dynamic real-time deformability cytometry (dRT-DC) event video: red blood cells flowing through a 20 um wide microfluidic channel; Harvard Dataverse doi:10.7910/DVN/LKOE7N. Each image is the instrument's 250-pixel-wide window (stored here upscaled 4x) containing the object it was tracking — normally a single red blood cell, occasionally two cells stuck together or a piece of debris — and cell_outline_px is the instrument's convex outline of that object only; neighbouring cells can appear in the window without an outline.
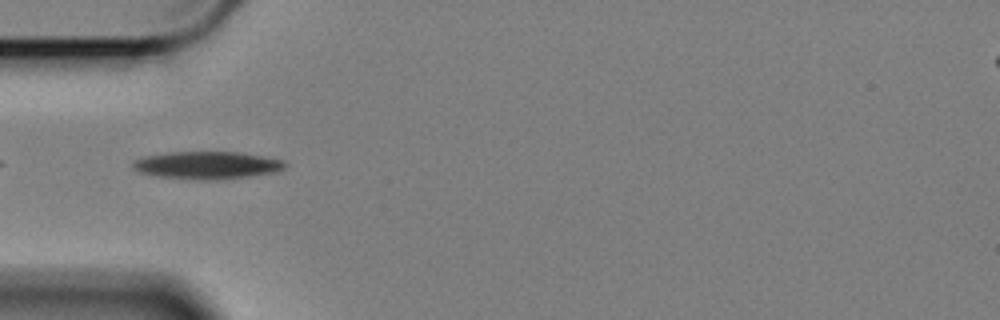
{"species": "Egyptian fruit bat (a non-hibernating species)", "species_latin": "Rousettus aegyptiacus", "temperature_condition": "cold", "stored_images_in_passage": 16, "camera_frame_rate_fps": 3000, "um_per_image_px": 0.085, "animal": {"sex": "female"}, "frame": {"image": 1, "passage_image": 1, "time_ms": 0.0, "image_size_px": [1000, 320], "cell_outline_px": [[288, 164], [280, 172], [220, 180], [188, 180], [156, 176], [140, 172], [132, 168], [132, 164], [136, 160], [148, 156], [168, 152], [240, 152], [284, 160]], "centroid_in_image_um": [17.66, 14.06], "position_along_channel_um": 67.3, "area_um2": 24.74}}
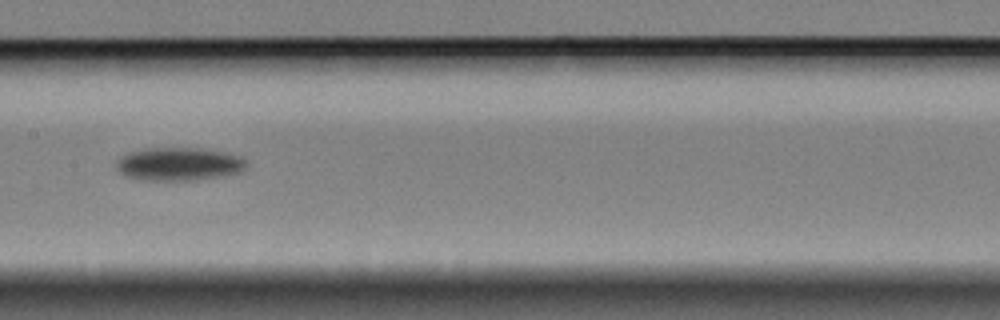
{"frame": {"image": 2, "passage_image": 12, "time_ms": 3.667, "image_size_px": [1000, 320], "cell_outline_px": [[248, 164], [240, 172], [224, 176], [196, 180], [140, 180], [124, 176], [116, 168], [116, 160], [120, 156], [128, 152], [144, 148], [196, 148], [220, 152], [240, 156]], "centroid_in_image_um": [15.14, 13.95], "position_along_channel_um": 192.3, "area_um2": 25.26}}